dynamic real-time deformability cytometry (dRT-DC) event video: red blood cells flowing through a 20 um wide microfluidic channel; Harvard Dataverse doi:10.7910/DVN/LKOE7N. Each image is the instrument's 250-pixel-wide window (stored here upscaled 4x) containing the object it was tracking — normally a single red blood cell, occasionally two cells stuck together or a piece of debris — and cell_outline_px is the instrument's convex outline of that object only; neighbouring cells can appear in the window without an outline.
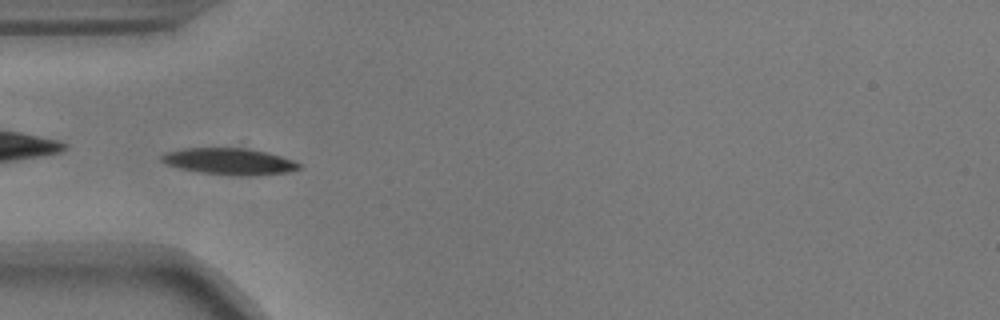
{"species": "common noctule bat (a hibernating species)", "species_latin": "Nyctalus noctula", "temperature_condition": "warm", "stored_images_in_passage": 40, "camera_frame_rate_fps": 3000, "um_per_image_px": 0.085, "animal": {"sex": "male", "body_mass_g": 17.9}, "frame": {"image": 1, "passage_image": 2, "time_ms": 0.333, "image_size_px": [1000, 320], "cell_outline_px": [[300, 168], [288, 172], [256, 176], [244, 176], [200, 172], [180, 168], [168, 164], [160, 160], [160, 156], [168, 152], [184, 148], [248, 148], [268, 152], [292, 160], [300, 164]], "centroid_in_image_um": [19.52, 13.72], "position_along_channel_um": 65.5, "area_um2": 21.1}}
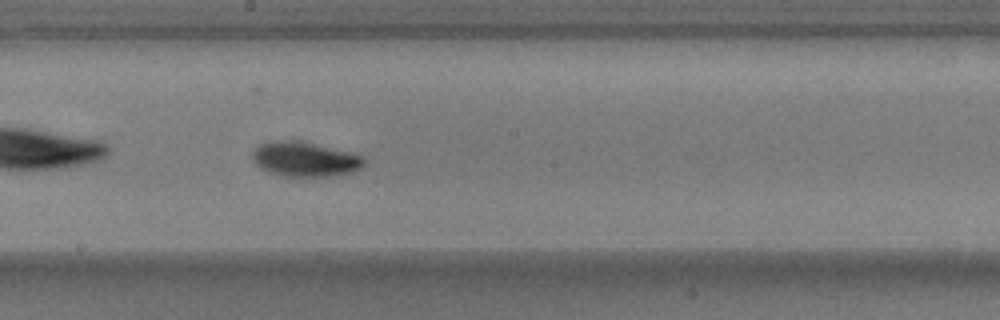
{"frame": {"image": 2, "passage_image": 15, "time_ms": 4.667, "image_size_px": [1000, 320], "cell_outline_px": [[368, 160], [360, 168], [352, 172], [328, 176], [288, 176], [268, 172], [260, 168], [256, 164], [252, 156], [252, 152], [260, 144], [268, 140], [304, 140], [364, 156]], "centroid_in_image_um": [25.92, 13.5], "position_along_channel_um": 222.3, "area_um2": 22.83}}
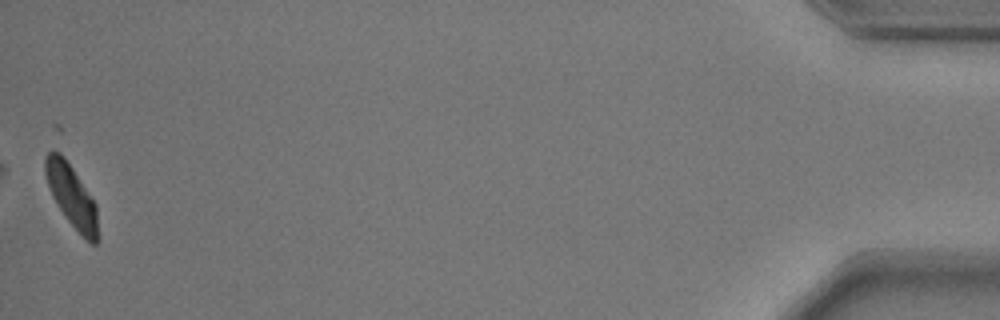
{"frame": {"image": 3, "passage_image": 40, "time_ms": 13.0, "image_size_px": [1000, 320], "cell_outline_px": [[100, 240], [96, 244], [92, 244], [68, 220], [52, 196], [44, 172], [44, 156], [48, 152], [60, 152], [64, 156], [96, 204], [100, 236]], "centroid_in_image_um": [6.11, 16.66], "position_along_channel_um": 429.1, "area_um2": 18.9}, "authors_computed_cell_mechanics": {"area_um2": 21.4438, "velocity_mm_per_s": 3.616, "shape_relaxation_time_tau1_ms": 1.7192, "shape_relaxation_time_tau2_ms": 2.6847, "deformation_change_tau1": 0.1217, "deformation_change_tau2": 0.0504}}